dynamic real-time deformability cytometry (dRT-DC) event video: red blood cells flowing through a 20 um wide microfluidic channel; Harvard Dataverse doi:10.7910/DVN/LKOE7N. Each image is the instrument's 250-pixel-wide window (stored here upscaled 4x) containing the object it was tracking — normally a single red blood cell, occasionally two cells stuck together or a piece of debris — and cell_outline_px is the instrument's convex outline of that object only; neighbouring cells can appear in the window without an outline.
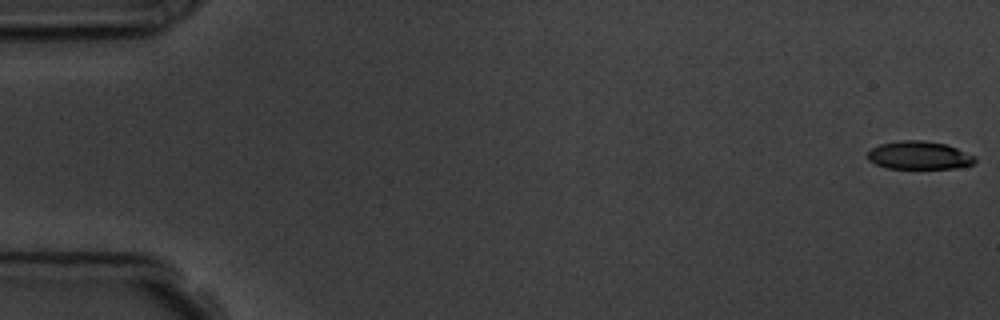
{"species": "common noctule bat (a hibernating species)", "species_latin": "Nyctalus noctula", "temperature_condition": "room temperature", "stored_images_in_passage": 6, "camera_frame_rate_fps": 3000, "um_per_image_px": 0.085, "animal": {"sex": "male", "body_mass_g": 19.5, "forearm_length_mm": 54.6}, "frame": {"image": 1, "passage_image": 1, "time_ms": 0.0, "image_size_px": [1000, 320], "cell_outline_px": [[976, 160], [972, 164], [956, 168], [888, 168], [876, 164], [868, 160], [868, 152], [872, 148], [880, 144], [900, 140], [924, 140], [948, 144], [976, 156]], "centroid_in_image_um": [78.15, 13.19], "position_along_channel_um": 6.9, "area_um2": 17.63}}
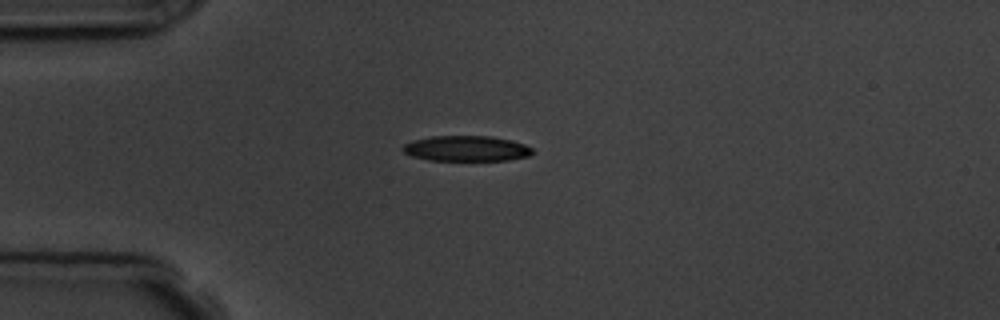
{"frame": {"image": 2, "passage_image": 5, "time_ms": 4.667, "image_size_px": [1000, 320], "cell_outline_px": [[532, 152], [528, 156], [508, 160], [428, 160], [412, 156], [404, 152], [400, 148], [404, 144], [412, 140], [432, 136], [488, 136], [512, 140], [524, 144], [532, 148]], "centroid_in_image_um": [39.6, 12.62], "position_along_channel_um": 45.4, "area_um2": 19.19}}